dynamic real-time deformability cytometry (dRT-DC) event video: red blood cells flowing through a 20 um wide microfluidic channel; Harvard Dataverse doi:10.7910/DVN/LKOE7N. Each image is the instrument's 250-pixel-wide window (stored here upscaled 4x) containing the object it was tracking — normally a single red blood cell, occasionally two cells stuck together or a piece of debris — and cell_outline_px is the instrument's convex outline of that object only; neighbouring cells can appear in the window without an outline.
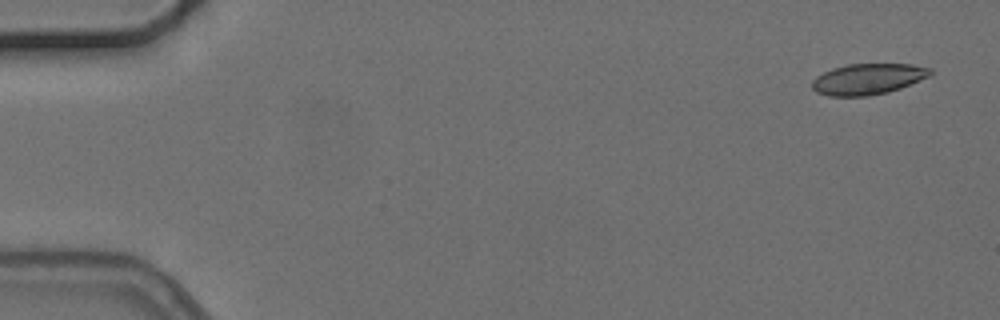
{"species": "common noctule bat (a hibernating species)", "species_latin": "Nyctalus noctula", "temperature_condition": "cold", "stored_images_in_passage": 5, "camera_frame_rate_fps": 3000, "um_per_image_px": 0.085, "animal": {"sex": "female", "body_mass_g": 24.6, "forearm_length_mm": 56.2}, "frame": {"image": 1, "passage_image": 1, "time_ms": 0.0, "image_size_px": [1000, 320], "cell_outline_px": [[932, 76], [900, 88], [888, 92], [868, 96], [828, 96], [816, 92], [812, 88], [812, 80], [816, 76], [832, 68], [848, 64], [912, 64], [932, 68]], "centroid_in_image_um": [73.79, 6.72], "position_along_channel_um": 11.2, "area_um2": 21.5}}
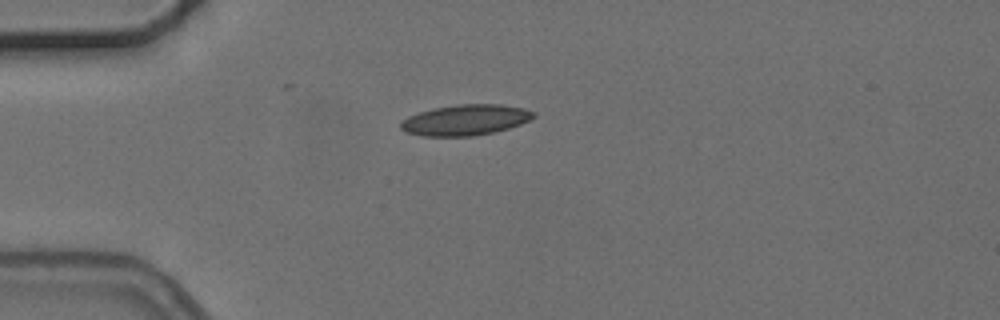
{"frame": {"image": 2, "passage_image": 3, "time_ms": 4.0, "image_size_px": [1000, 320], "cell_outline_px": [[536, 116], [520, 124], [496, 132], [472, 136], [424, 136], [408, 132], [400, 128], [400, 124], [408, 116], [432, 108], [460, 104], [500, 104], [524, 108], [536, 112]], "centroid_in_image_um": [39.59, 10.19], "position_along_channel_um": 45.4, "area_um2": 23.7}}